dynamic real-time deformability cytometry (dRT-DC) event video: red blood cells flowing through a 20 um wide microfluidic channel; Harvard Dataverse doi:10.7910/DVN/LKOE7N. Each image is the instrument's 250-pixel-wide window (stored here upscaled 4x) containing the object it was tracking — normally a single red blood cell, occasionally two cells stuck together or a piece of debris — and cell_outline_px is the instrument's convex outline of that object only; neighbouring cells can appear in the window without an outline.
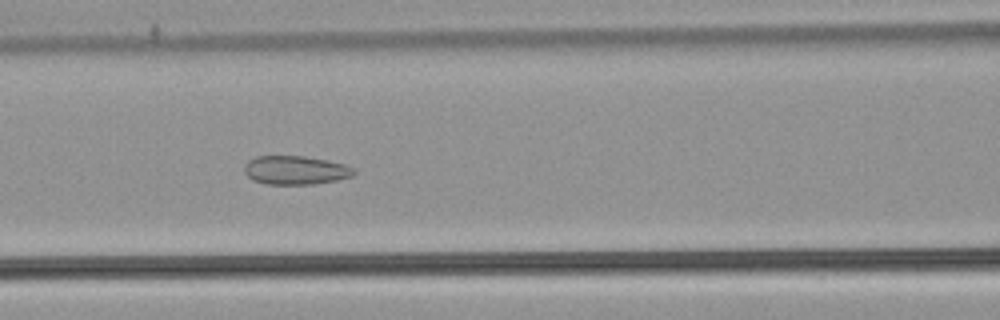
{"species": "common noctule bat (a hibernating species)", "species_latin": "Nyctalus noctula", "temperature_condition": "warm", "stored_images_in_passage": 43, "camera_frame_rate_fps": 3000, "um_per_image_px": 0.085, "animal": {"sex": "male", "body_mass_g": 21.5, "forearm_length_mm": 52.0}, "frame": {"image": 1, "passage_image": 13, "time_ms": 4.0, "image_size_px": [1000, 320], "cell_outline_px": [[356, 172], [352, 176], [336, 180], [312, 184], [268, 184], [252, 180], [244, 172], [244, 164], [248, 160], [256, 156], [304, 156], [328, 160], [344, 164], [356, 168]], "centroid_in_image_um": [25.12, 14.46], "position_along_channel_um": 141.5, "area_um2": 18.44}}
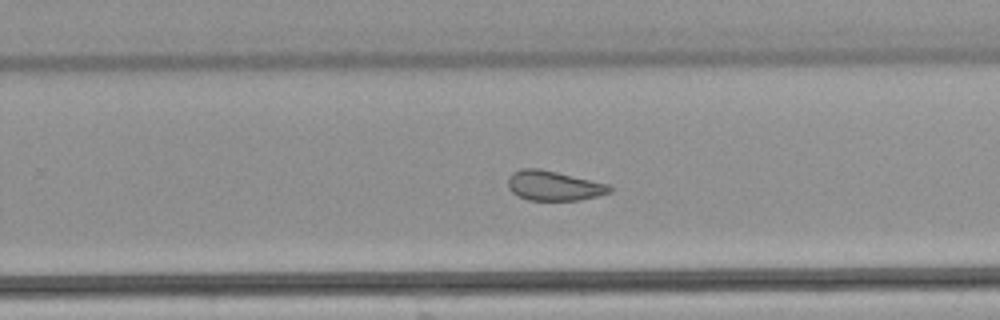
{"frame": {"image": 2, "passage_image": 24, "time_ms": 7.667, "image_size_px": [1000, 320], "cell_outline_px": [[612, 192], [580, 200], [528, 200], [512, 192], [508, 188], [508, 176], [512, 172], [520, 168], [540, 168], [608, 184], [612, 188]], "centroid_in_image_um": [47.04, 15.77], "position_along_channel_um": 282.8, "area_um2": 17.63}}
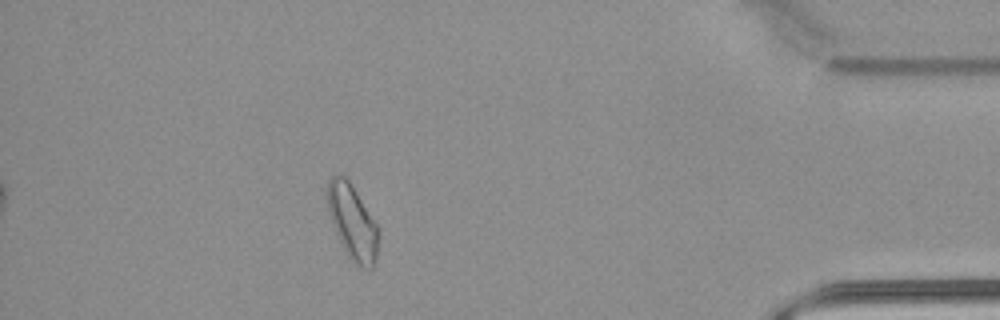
{"frame": {"image": 3, "passage_image": 37, "time_ms": 12.0, "image_size_px": [1000, 320], "cell_outline_px": [[380, 236], [376, 260], [372, 268], [360, 268], [348, 256], [332, 224], [328, 212], [328, 180], [332, 176], [340, 172], [348, 180], [380, 228]], "centroid_in_image_um": [29.99, 18.89], "position_along_channel_um": 405.2, "area_um2": 22.25}, "authors_computed_cell_mechanics": {"area_um2": 19.4786, "velocity_mm_per_s": 3.864, "shape_relaxation_time_tau1_ms": null, "shape_relaxation_time_tau2_ms": 1.6163, "deformation_change_tau1": null, "deformation_change_tau2": 0.0857}}